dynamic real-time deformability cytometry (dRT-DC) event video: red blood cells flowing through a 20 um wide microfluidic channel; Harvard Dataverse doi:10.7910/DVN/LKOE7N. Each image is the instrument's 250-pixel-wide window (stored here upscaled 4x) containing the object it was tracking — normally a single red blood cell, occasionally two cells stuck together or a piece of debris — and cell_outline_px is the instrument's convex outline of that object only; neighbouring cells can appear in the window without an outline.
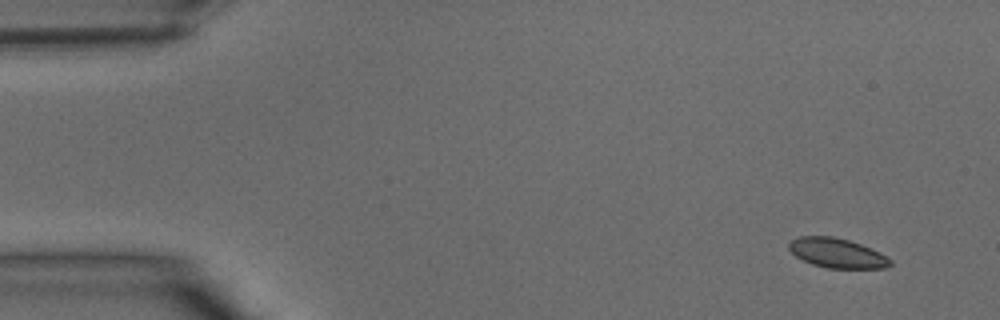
{"species": "common noctule bat (a hibernating species)", "species_latin": "Nyctalus noctula", "temperature_condition": "warm", "stored_images_in_passage": 38, "camera_frame_rate_fps": 3000, "um_per_image_px": 0.085, "animal": {"sex": "male", "body_mass_g": 15.6}, "frame": {"image": 1, "passage_image": 1, "time_ms": 0.0, "image_size_px": [1000, 320], "cell_outline_px": [[892, 264], [888, 268], [828, 268], [812, 264], [796, 256], [788, 248], [788, 244], [792, 240], [800, 236], [832, 236], [848, 240], [860, 244], [880, 252], [892, 260]], "centroid_in_image_um": [71.17, 21.51], "position_along_channel_um": 13.8, "area_um2": 17.4}}
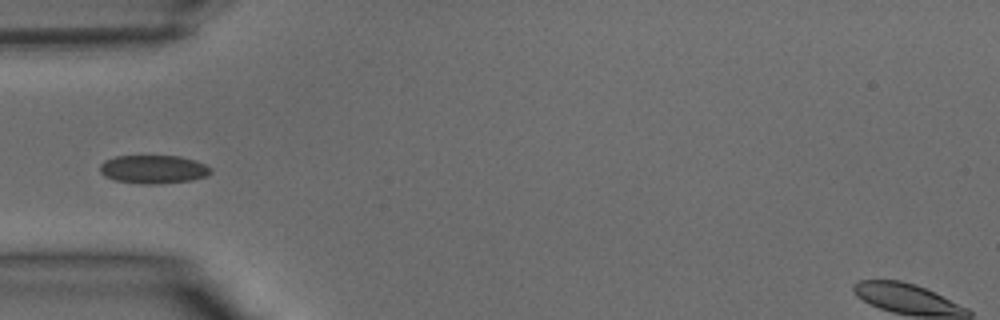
{"frame": {"image": 2, "passage_image": 11, "time_ms": 3.333, "image_size_px": [1000, 320], "cell_outline_px": [[212, 172], [208, 176], [192, 180], [152, 184], [148, 184], [116, 180], [104, 176], [100, 172], [100, 164], [104, 160], [116, 156], [180, 156], [196, 160], [212, 168]], "centroid_in_image_um": [13.06, 14.38], "position_along_channel_um": 71.9, "area_um2": 18.32}}
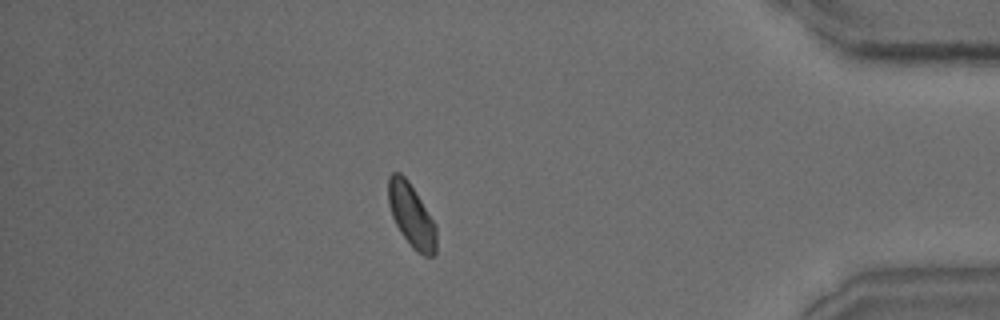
{"frame": {"image": 3, "passage_image": 33, "time_ms": 10.667, "image_size_px": [1000, 320], "cell_outline_px": [[436, 252], [432, 256], [424, 256], [416, 252], [412, 248], [400, 232], [392, 216], [388, 204], [388, 176], [392, 172], [400, 172], [408, 180], [436, 224]], "centroid_in_image_um": [34.96, 18.32], "position_along_channel_um": 400.2, "area_um2": 17.86}}